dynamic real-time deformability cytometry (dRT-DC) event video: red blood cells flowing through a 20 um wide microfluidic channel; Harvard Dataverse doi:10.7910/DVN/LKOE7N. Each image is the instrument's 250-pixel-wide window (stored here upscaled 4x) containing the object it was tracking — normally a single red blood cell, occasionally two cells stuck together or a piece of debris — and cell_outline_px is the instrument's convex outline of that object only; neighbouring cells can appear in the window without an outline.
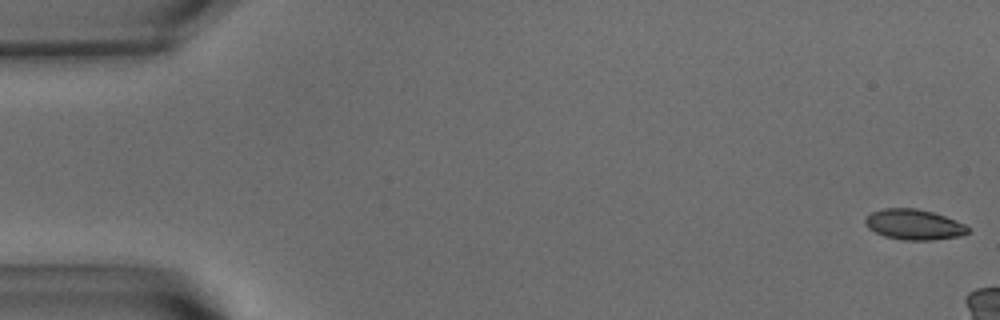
{"species": "common noctule bat (a hibernating species)", "species_latin": "Nyctalus noctula", "temperature_condition": "warm", "stored_images_in_passage": 9, "camera_frame_rate_fps": 3000, "um_per_image_px": 0.085, "animal": {"sex": "male", "body_mass_g": 15.6}, "frame": {"image": 1, "passage_image": 1, "time_ms": 0.0, "image_size_px": [1000, 320], "cell_outline_px": [[968, 232], [960, 236], [932, 240], [904, 240], [884, 236], [868, 228], [864, 224], [864, 220], [872, 212], [884, 208], [916, 208], [932, 212], [956, 220], [964, 224], [968, 228]], "centroid_in_image_um": [77.67, 19.08], "position_along_channel_um": 7.3, "area_um2": 18.09}}